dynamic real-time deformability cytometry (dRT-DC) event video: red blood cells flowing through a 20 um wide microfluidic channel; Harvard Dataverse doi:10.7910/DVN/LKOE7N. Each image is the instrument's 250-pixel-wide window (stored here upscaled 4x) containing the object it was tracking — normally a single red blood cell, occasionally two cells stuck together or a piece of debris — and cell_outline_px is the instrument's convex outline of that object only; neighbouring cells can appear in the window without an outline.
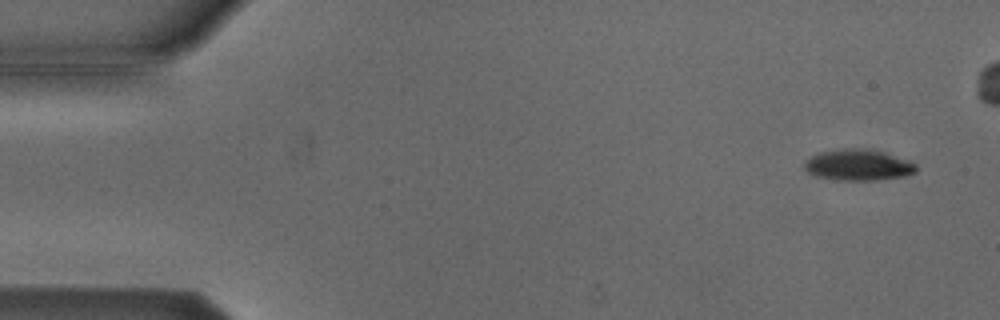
{"species": "Egyptian fruit bat (a non-hibernating species)", "species_latin": "Rousettus aegyptiacus", "temperature_condition": "cold", "stored_images_in_passage": 48, "camera_frame_rate_fps": 3000, "um_per_image_px": 0.085, "animal": {"sex": "male"}, "frame": {"image": 1, "passage_image": 3, "time_ms": 0.667, "image_size_px": [1000, 320], "cell_outline_px": [[916, 172], [904, 176], [876, 180], [840, 180], [816, 176], [808, 172], [804, 168], [804, 160], [820, 152], [844, 148], [852, 148], [884, 152], [908, 160], [916, 164]], "centroid_in_image_um": [72.93, 14.03], "position_along_channel_um": 12.1, "area_um2": 20.06}}
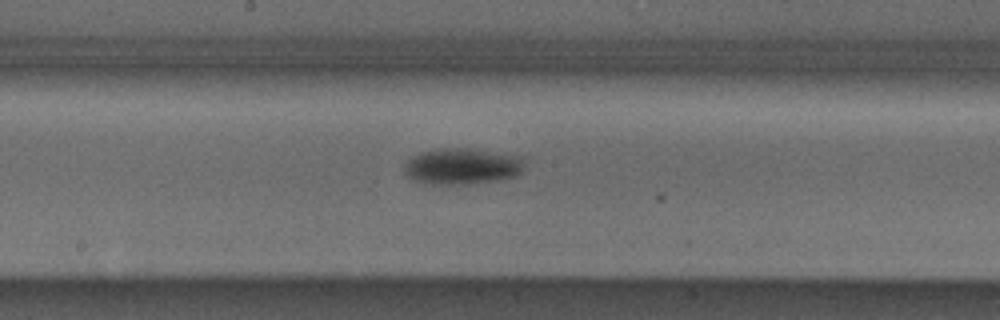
{"frame": {"image": 2, "passage_image": 28, "time_ms": 9.0, "image_size_px": [1000, 320], "cell_outline_px": [[524, 160], [520, 172], [516, 176], [496, 180], [472, 184], [428, 184], [412, 180], [404, 172], [404, 164], [412, 156], [436, 148], [464, 148], [524, 156]], "centroid_in_image_um": [39.26, 14.14], "position_along_channel_um": 208.9, "area_um2": 25.37}}
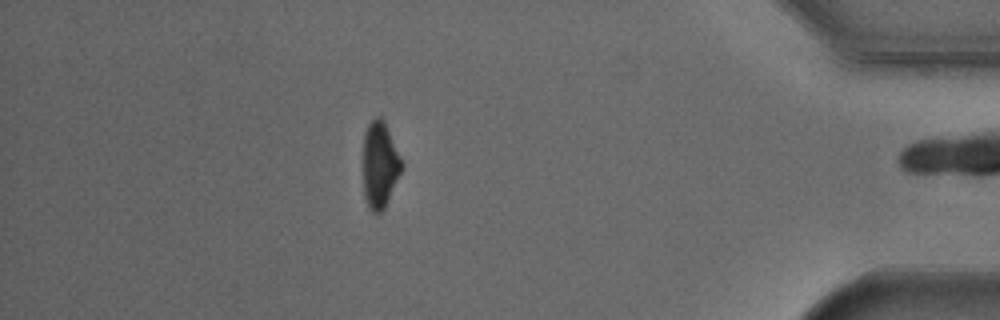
{"frame": {"image": 3, "passage_image": 47, "time_ms": 15.333, "image_size_px": [1000, 320], "cell_outline_px": [[404, 168], [384, 208], [380, 212], [372, 212], [368, 208], [364, 196], [364, 132], [368, 124], [376, 116], [380, 116], [384, 120], [404, 164]], "centroid_in_image_um": [32.31, 14.0], "position_along_channel_um": 402.9, "area_um2": 19.48}, "authors_computed_cell_mechanics": {"area_um2": 23.1778, "velocity_mm_per_s": 3.8001, "shape_relaxation_time_tau1_ms": 1.4114, "shape_relaxation_time_tau2_ms": null, "deformation_change_tau1": 0.0957, "deformation_change_tau2": null}}